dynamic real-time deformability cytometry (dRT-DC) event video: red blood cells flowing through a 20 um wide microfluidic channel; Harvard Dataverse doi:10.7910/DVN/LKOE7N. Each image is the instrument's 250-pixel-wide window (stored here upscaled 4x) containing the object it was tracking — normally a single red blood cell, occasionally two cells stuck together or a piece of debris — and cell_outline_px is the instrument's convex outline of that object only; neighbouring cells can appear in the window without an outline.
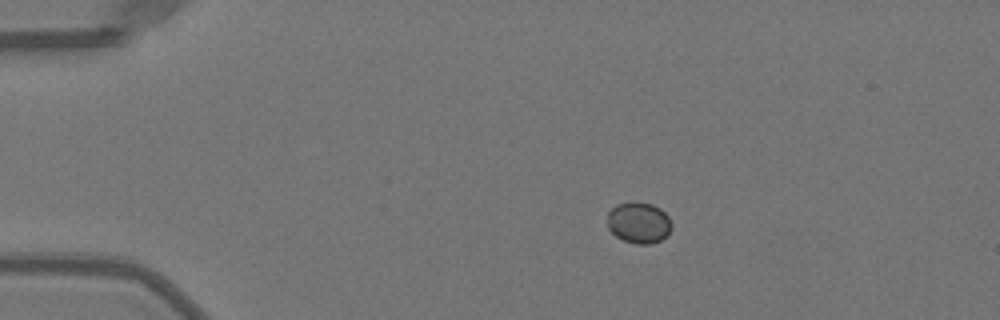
{"species": "Egyptian fruit bat (a non-hibernating species)", "species_latin": "Rousettus aegyptiacus", "temperature_condition": "warm", "stored_images_in_passage": 40, "camera_frame_rate_fps": 3000, "um_per_image_px": 0.085, "animal": {"sex": "female"}, "frame": {"image": 1, "passage_image": 1, "time_ms": 0.0, "image_size_px": [1000, 320], "cell_outline_px": [[672, 228], [668, 236], [660, 240], [648, 244], [636, 244], [624, 240], [616, 236], [608, 228], [608, 212], [616, 204], [632, 200], [652, 204], [660, 208], [668, 216], [672, 224]], "centroid_in_image_um": [54.31, 18.91], "position_along_channel_um": 30.7, "area_um2": 15.66}}
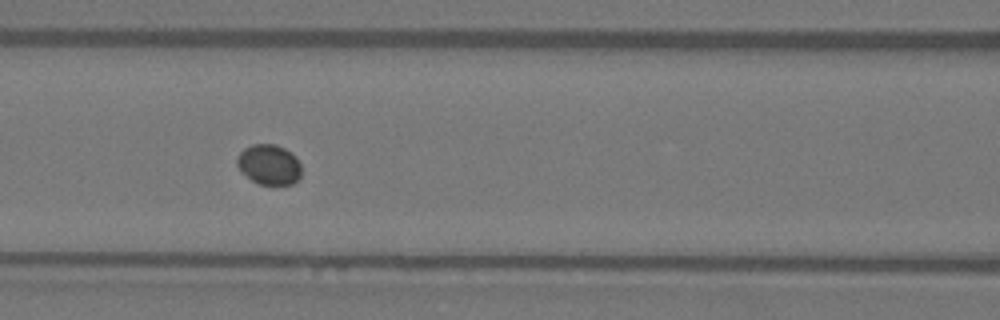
{"frame": {"image": 2, "passage_image": 14, "time_ms": 4.333, "image_size_px": [1000, 320], "cell_outline_px": [[300, 176], [292, 184], [260, 184], [252, 180], [240, 172], [236, 164], [236, 160], [240, 152], [244, 148], [252, 144], [276, 144], [284, 148], [296, 156], [300, 164]], "centroid_in_image_um": [22.84, 13.97], "position_along_channel_um": 143.8, "area_um2": 15.09}}
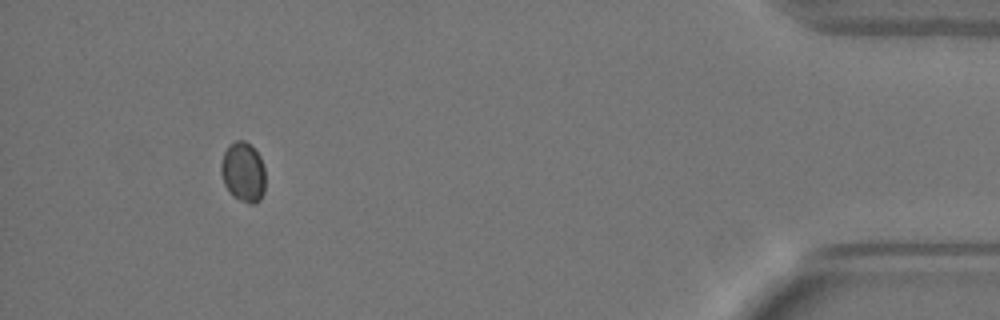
{"frame": {"image": 3, "passage_image": 39, "time_ms": 12.667, "image_size_px": [1000, 320], "cell_outline_px": [[264, 192], [260, 200], [256, 204], [248, 204], [232, 196], [228, 192], [224, 184], [220, 168], [220, 164], [224, 152], [228, 144], [236, 140], [244, 140], [260, 156], [264, 168]], "centroid_in_image_um": [20.65, 14.65], "position_along_channel_um": 414.5, "area_um2": 15.61}}